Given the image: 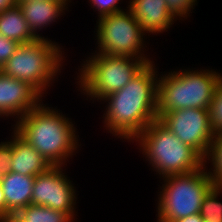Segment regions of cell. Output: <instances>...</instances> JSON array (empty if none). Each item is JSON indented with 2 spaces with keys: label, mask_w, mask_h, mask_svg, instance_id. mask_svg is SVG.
<instances>
[{
  "label": "cell",
  "mask_w": 222,
  "mask_h": 222,
  "mask_svg": "<svg viewBox=\"0 0 222 222\" xmlns=\"http://www.w3.org/2000/svg\"><path fill=\"white\" fill-rule=\"evenodd\" d=\"M156 70L154 62L147 64L125 87L101 100L107 103L103 121L110 134L131 143L158 119Z\"/></svg>",
  "instance_id": "1"
},
{
  "label": "cell",
  "mask_w": 222,
  "mask_h": 222,
  "mask_svg": "<svg viewBox=\"0 0 222 222\" xmlns=\"http://www.w3.org/2000/svg\"><path fill=\"white\" fill-rule=\"evenodd\" d=\"M14 129L52 166H64L81 146L72 120L43 102L15 121Z\"/></svg>",
  "instance_id": "2"
},
{
  "label": "cell",
  "mask_w": 222,
  "mask_h": 222,
  "mask_svg": "<svg viewBox=\"0 0 222 222\" xmlns=\"http://www.w3.org/2000/svg\"><path fill=\"white\" fill-rule=\"evenodd\" d=\"M168 73V74H167ZM158 77L157 116L187 109H209L222 73L212 69L169 71Z\"/></svg>",
  "instance_id": "3"
},
{
  "label": "cell",
  "mask_w": 222,
  "mask_h": 222,
  "mask_svg": "<svg viewBox=\"0 0 222 222\" xmlns=\"http://www.w3.org/2000/svg\"><path fill=\"white\" fill-rule=\"evenodd\" d=\"M57 42L38 37L19 43L15 53L3 64L0 71L5 75L29 83L41 95L60 75L65 53ZM63 52V53H62ZM50 84V85H49Z\"/></svg>",
  "instance_id": "4"
},
{
  "label": "cell",
  "mask_w": 222,
  "mask_h": 222,
  "mask_svg": "<svg viewBox=\"0 0 222 222\" xmlns=\"http://www.w3.org/2000/svg\"><path fill=\"white\" fill-rule=\"evenodd\" d=\"M134 141L138 142L139 150L160 177L189 173L205 165L204 158L194 148L183 143L158 119Z\"/></svg>",
  "instance_id": "5"
},
{
  "label": "cell",
  "mask_w": 222,
  "mask_h": 222,
  "mask_svg": "<svg viewBox=\"0 0 222 222\" xmlns=\"http://www.w3.org/2000/svg\"><path fill=\"white\" fill-rule=\"evenodd\" d=\"M91 54L78 68L76 80H79L80 91L92 101L101 102L107 95L122 89L147 65L143 59L135 57L99 54L96 51Z\"/></svg>",
  "instance_id": "6"
},
{
  "label": "cell",
  "mask_w": 222,
  "mask_h": 222,
  "mask_svg": "<svg viewBox=\"0 0 222 222\" xmlns=\"http://www.w3.org/2000/svg\"><path fill=\"white\" fill-rule=\"evenodd\" d=\"M206 167L161 177L164 184L158 192L157 222H174L200 213L204 197L215 185Z\"/></svg>",
  "instance_id": "7"
},
{
  "label": "cell",
  "mask_w": 222,
  "mask_h": 222,
  "mask_svg": "<svg viewBox=\"0 0 222 222\" xmlns=\"http://www.w3.org/2000/svg\"><path fill=\"white\" fill-rule=\"evenodd\" d=\"M96 48L99 54L143 59L147 64L154 61L146 56V33L133 14L126 11L102 16L97 21ZM145 35V36H144ZM144 38V39H143ZM145 42V44H144ZM143 51V52H142Z\"/></svg>",
  "instance_id": "8"
},
{
  "label": "cell",
  "mask_w": 222,
  "mask_h": 222,
  "mask_svg": "<svg viewBox=\"0 0 222 222\" xmlns=\"http://www.w3.org/2000/svg\"><path fill=\"white\" fill-rule=\"evenodd\" d=\"M158 120L204 159L207 157L215 137L210 124L209 109H179L161 114Z\"/></svg>",
  "instance_id": "9"
},
{
  "label": "cell",
  "mask_w": 222,
  "mask_h": 222,
  "mask_svg": "<svg viewBox=\"0 0 222 222\" xmlns=\"http://www.w3.org/2000/svg\"><path fill=\"white\" fill-rule=\"evenodd\" d=\"M63 172V166H52L48 171L35 176L31 204L46 206L76 217V189Z\"/></svg>",
  "instance_id": "10"
},
{
  "label": "cell",
  "mask_w": 222,
  "mask_h": 222,
  "mask_svg": "<svg viewBox=\"0 0 222 222\" xmlns=\"http://www.w3.org/2000/svg\"><path fill=\"white\" fill-rule=\"evenodd\" d=\"M42 97L44 96L29 83L0 71V118L10 116L18 120L38 106L42 102Z\"/></svg>",
  "instance_id": "11"
},
{
  "label": "cell",
  "mask_w": 222,
  "mask_h": 222,
  "mask_svg": "<svg viewBox=\"0 0 222 222\" xmlns=\"http://www.w3.org/2000/svg\"><path fill=\"white\" fill-rule=\"evenodd\" d=\"M128 4L126 8L148 36L163 34L177 21L168 10L165 0H130Z\"/></svg>",
  "instance_id": "12"
},
{
  "label": "cell",
  "mask_w": 222,
  "mask_h": 222,
  "mask_svg": "<svg viewBox=\"0 0 222 222\" xmlns=\"http://www.w3.org/2000/svg\"><path fill=\"white\" fill-rule=\"evenodd\" d=\"M12 133V139L9 140L12 143L11 172L25 176H37L52 167L48 160L14 129Z\"/></svg>",
  "instance_id": "13"
},
{
  "label": "cell",
  "mask_w": 222,
  "mask_h": 222,
  "mask_svg": "<svg viewBox=\"0 0 222 222\" xmlns=\"http://www.w3.org/2000/svg\"><path fill=\"white\" fill-rule=\"evenodd\" d=\"M17 5L20 7L32 33L38 38L42 37L38 34L42 28H47L51 23L57 22L56 20L60 19L61 15L63 16V14H65V10L67 11L69 3L30 0L21 1L17 3Z\"/></svg>",
  "instance_id": "14"
},
{
  "label": "cell",
  "mask_w": 222,
  "mask_h": 222,
  "mask_svg": "<svg viewBox=\"0 0 222 222\" xmlns=\"http://www.w3.org/2000/svg\"><path fill=\"white\" fill-rule=\"evenodd\" d=\"M35 176L10 172L0 183L4 192L6 208L13 215L17 210L31 204Z\"/></svg>",
  "instance_id": "15"
},
{
  "label": "cell",
  "mask_w": 222,
  "mask_h": 222,
  "mask_svg": "<svg viewBox=\"0 0 222 222\" xmlns=\"http://www.w3.org/2000/svg\"><path fill=\"white\" fill-rule=\"evenodd\" d=\"M0 35L18 43L36 39L18 5L0 13Z\"/></svg>",
  "instance_id": "16"
},
{
  "label": "cell",
  "mask_w": 222,
  "mask_h": 222,
  "mask_svg": "<svg viewBox=\"0 0 222 222\" xmlns=\"http://www.w3.org/2000/svg\"><path fill=\"white\" fill-rule=\"evenodd\" d=\"M70 213H64L46 206L30 204L17 210L10 222H74Z\"/></svg>",
  "instance_id": "17"
},
{
  "label": "cell",
  "mask_w": 222,
  "mask_h": 222,
  "mask_svg": "<svg viewBox=\"0 0 222 222\" xmlns=\"http://www.w3.org/2000/svg\"><path fill=\"white\" fill-rule=\"evenodd\" d=\"M222 193V186L214 185L204 197L201 205V217L210 222H222V202L218 196Z\"/></svg>",
  "instance_id": "18"
},
{
  "label": "cell",
  "mask_w": 222,
  "mask_h": 222,
  "mask_svg": "<svg viewBox=\"0 0 222 222\" xmlns=\"http://www.w3.org/2000/svg\"><path fill=\"white\" fill-rule=\"evenodd\" d=\"M204 160L205 164H209L208 161L211 162V168L207 170L209 176L213 180V183L215 185L222 186V132H218L217 134H215L213 143L210 147V151Z\"/></svg>",
  "instance_id": "19"
},
{
  "label": "cell",
  "mask_w": 222,
  "mask_h": 222,
  "mask_svg": "<svg viewBox=\"0 0 222 222\" xmlns=\"http://www.w3.org/2000/svg\"><path fill=\"white\" fill-rule=\"evenodd\" d=\"M210 124L215 134L222 132V80L209 107Z\"/></svg>",
  "instance_id": "20"
},
{
  "label": "cell",
  "mask_w": 222,
  "mask_h": 222,
  "mask_svg": "<svg viewBox=\"0 0 222 222\" xmlns=\"http://www.w3.org/2000/svg\"><path fill=\"white\" fill-rule=\"evenodd\" d=\"M168 10L178 20L188 18L191 11L195 8L197 0H165Z\"/></svg>",
  "instance_id": "21"
},
{
  "label": "cell",
  "mask_w": 222,
  "mask_h": 222,
  "mask_svg": "<svg viewBox=\"0 0 222 222\" xmlns=\"http://www.w3.org/2000/svg\"><path fill=\"white\" fill-rule=\"evenodd\" d=\"M91 7L97 9L98 19L102 16L122 12L126 9H121L118 5L121 0H89Z\"/></svg>",
  "instance_id": "22"
},
{
  "label": "cell",
  "mask_w": 222,
  "mask_h": 222,
  "mask_svg": "<svg viewBox=\"0 0 222 222\" xmlns=\"http://www.w3.org/2000/svg\"><path fill=\"white\" fill-rule=\"evenodd\" d=\"M12 143L1 141L0 143V180L11 172Z\"/></svg>",
  "instance_id": "23"
},
{
  "label": "cell",
  "mask_w": 222,
  "mask_h": 222,
  "mask_svg": "<svg viewBox=\"0 0 222 222\" xmlns=\"http://www.w3.org/2000/svg\"><path fill=\"white\" fill-rule=\"evenodd\" d=\"M19 43L0 35V68L15 53Z\"/></svg>",
  "instance_id": "24"
},
{
  "label": "cell",
  "mask_w": 222,
  "mask_h": 222,
  "mask_svg": "<svg viewBox=\"0 0 222 222\" xmlns=\"http://www.w3.org/2000/svg\"><path fill=\"white\" fill-rule=\"evenodd\" d=\"M12 214L6 208L2 185L0 183V222H10Z\"/></svg>",
  "instance_id": "25"
},
{
  "label": "cell",
  "mask_w": 222,
  "mask_h": 222,
  "mask_svg": "<svg viewBox=\"0 0 222 222\" xmlns=\"http://www.w3.org/2000/svg\"><path fill=\"white\" fill-rule=\"evenodd\" d=\"M17 5V0H0V13L15 7Z\"/></svg>",
  "instance_id": "26"
},
{
  "label": "cell",
  "mask_w": 222,
  "mask_h": 222,
  "mask_svg": "<svg viewBox=\"0 0 222 222\" xmlns=\"http://www.w3.org/2000/svg\"><path fill=\"white\" fill-rule=\"evenodd\" d=\"M203 221L204 219L201 217L200 213H198V214H193L188 217L178 219L174 222H203Z\"/></svg>",
  "instance_id": "27"
},
{
  "label": "cell",
  "mask_w": 222,
  "mask_h": 222,
  "mask_svg": "<svg viewBox=\"0 0 222 222\" xmlns=\"http://www.w3.org/2000/svg\"><path fill=\"white\" fill-rule=\"evenodd\" d=\"M21 1H30V0H17V3L21 2ZM41 1H57L59 3H70L71 0H41Z\"/></svg>",
  "instance_id": "28"
}]
</instances>
